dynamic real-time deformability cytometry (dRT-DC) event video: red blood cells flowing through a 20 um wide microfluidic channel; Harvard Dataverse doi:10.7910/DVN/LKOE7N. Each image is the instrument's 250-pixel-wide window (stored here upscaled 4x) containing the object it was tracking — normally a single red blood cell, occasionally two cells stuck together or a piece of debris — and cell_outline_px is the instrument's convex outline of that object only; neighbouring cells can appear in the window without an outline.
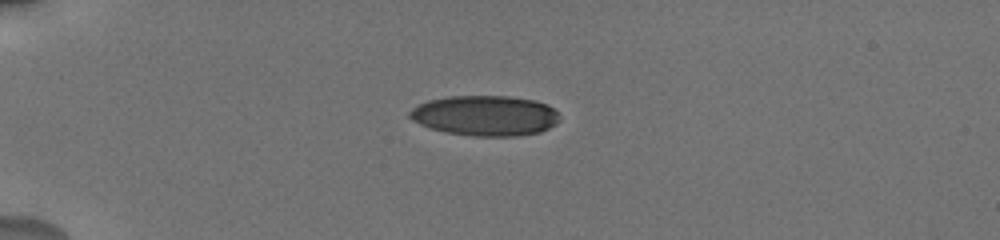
{"species": "human", "species_latin": "Homo sapiens", "temperature_condition": "cold", "stored_images_in_passage": 34, "camera_frame_rate_fps": 3000, "um_per_image_px": 0.085, "donor": {"sex": "male"}, "frame": {"image": 1, "passage_image": 1, "time_ms": 0.0, "image_size_px": [1000, 240], "cell_outline_px": [[560, 120], [556, 124], [540, 132], [516, 136], [476, 136], [448, 132], [432, 128], [420, 124], [412, 120], [408, 116], [408, 112], [416, 104], [428, 100], [448, 96], [508, 96], [536, 100], [548, 104], [560, 116]], "centroid_in_image_um": [41.24, 9.81], "position_along_channel_um": 43.8, "area_um2": 35.32}}
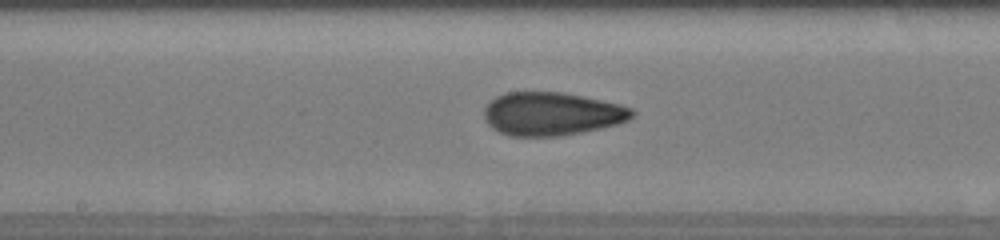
{"frame": {"image": 2, "passage_image": 14, "time_ms": 5.333, "image_size_px": [1000, 240], "cell_outline_px": [[636, 112], [628, 120], [616, 124], [600, 128], [560, 136], [508, 136], [492, 128], [484, 120], [484, 108], [496, 96], [504, 92], [560, 92], [620, 104], [632, 108]], "centroid_in_image_um": [46.87, 9.68], "position_along_channel_um": 201.3, "area_um2": 37.17}}
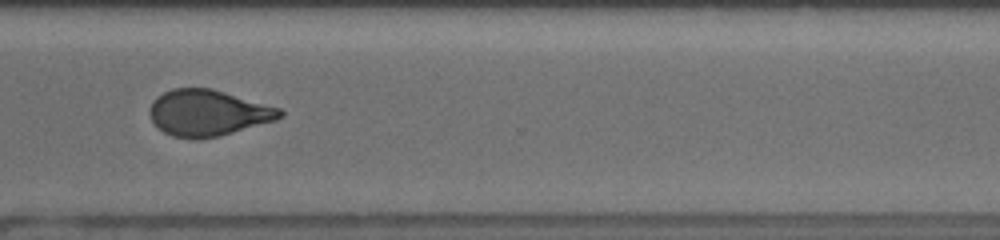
{"frame": {"image": 3, "passage_image": 24, "time_ms": 9.333, "image_size_px": [1000, 240], "cell_outline_px": [[284, 116], [276, 120], [216, 136], [200, 140], [172, 136], [156, 128], [148, 112], [148, 108], [152, 100], [156, 96], [172, 88], [212, 88], [280, 108], [284, 112]], "centroid_in_image_um": [17.62, 9.59], "position_along_channel_um": 353.0, "area_um2": 35.14}, "authors_computed_cell_mechanics": {"area_um2": 35.6337, "velocity_mm_per_s": 3.8031, "shape_relaxation_time_tau1_ms": 7.7256, "shape_relaxation_time_tau2_ms": 1.6346, "deformation_change_tau1": 0.1827, "deformation_change_tau2": 0.0837}}